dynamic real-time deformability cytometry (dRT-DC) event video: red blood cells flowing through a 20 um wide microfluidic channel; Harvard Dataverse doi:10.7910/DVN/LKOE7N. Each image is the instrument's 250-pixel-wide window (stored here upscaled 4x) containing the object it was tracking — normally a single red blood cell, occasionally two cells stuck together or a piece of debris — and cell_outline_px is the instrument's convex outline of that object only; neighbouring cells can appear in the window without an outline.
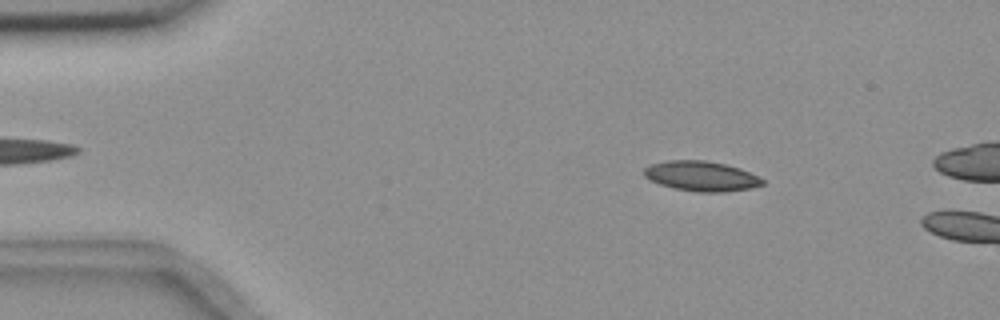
{"species": "common noctule bat (a hibernating species)", "species_latin": "Nyctalus noctula", "temperature_condition": "room temperature", "stored_images_in_passage": 11, "camera_frame_rate_fps": 3000, "um_per_image_px": 0.085, "animal": {"sex": "female", "body_mass_g": 18.4}, "frame": {"image": 1, "passage_image": 8, "time_ms": 2.333, "image_size_px": [1000, 320], "cell_outline_px": [[764, 184], [752, 188], [724, 192], [696, 192], [676, 188], [660, 184], [644, 176], [644, 168], [648, 164], [668, 160], [704, 160], [724, 164], [740, 168], [764, 180]], "centroid_in_image_um": [59.6, 14.96], "position_along_channel_um": 25.4, "area_um2": 20.58}}